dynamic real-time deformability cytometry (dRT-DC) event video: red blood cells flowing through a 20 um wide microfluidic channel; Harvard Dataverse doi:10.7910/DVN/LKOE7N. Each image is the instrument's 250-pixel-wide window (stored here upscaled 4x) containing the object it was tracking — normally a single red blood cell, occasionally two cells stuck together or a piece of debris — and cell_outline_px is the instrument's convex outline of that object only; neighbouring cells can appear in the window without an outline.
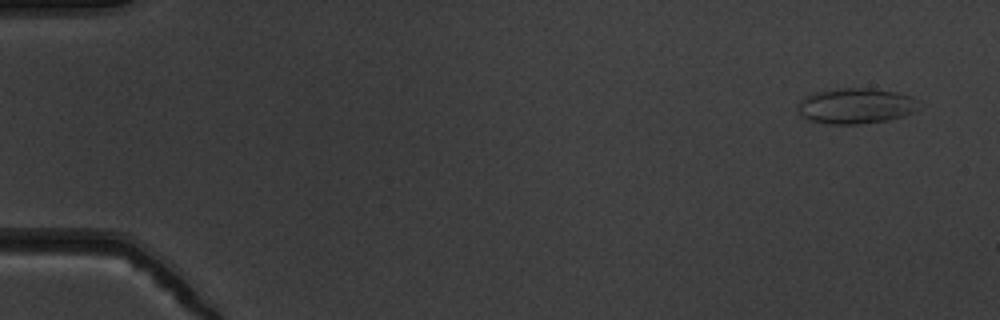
{"species": "common noctule bat (a hibernating species)", "species_latin": "Nyctalus noctula", "temperature_condition": "warm", "stored_images_in_passage": 53, "camera_frame_rate_fps": 3000, "um_per_image_px": 0.085, "animal": {"sex": "male", "body_mass_g": 19.5, "forearm_length_mm": 54.6}, "frame": {"image": 1, "passage_image": 1, "time_ms": 0.0, "image_size_px": [1000, 320], "cell_outline_px": [[916, 108], [912, 112], [904, 116], [888, 120], [860, 124], [828, 124], [808, 120], [800, 112], [796, 104], [804, 96], [812, 92], [840, 88], [868, 88], [896, 92], [912, 96], [916, 100]], "centroid_in_image_um": [72.69, 9.0], "position_along_channel_um": 12.3, "area_um2": 25.09}}
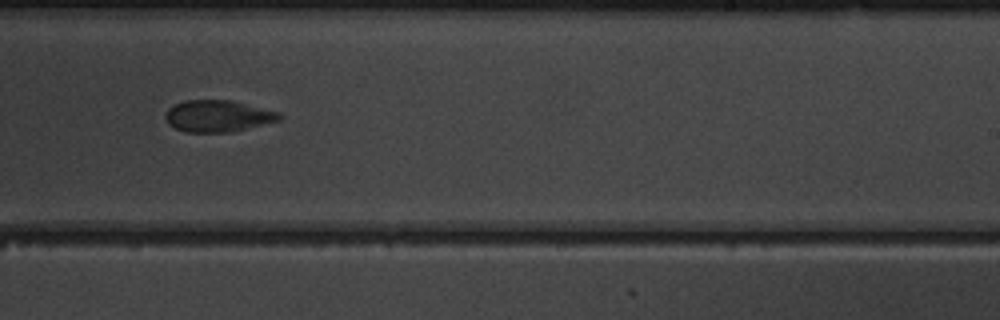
{"frame": {"image": 2, "passage_image": 33, "time_ms": 10.667, "image_size_px": [1000, 320], "cell_outline_px": [[284, 116], [280, 120], [232, 132], [184, 132], [168, 124], [164, 116], [168, 108], [172, 104], [184, 100], [232, 100], [280, 112]], "centroid_in_image_um": [18.51, 9.85], "position_along_channel_um": 270.5, "area_um2": 21.27}}
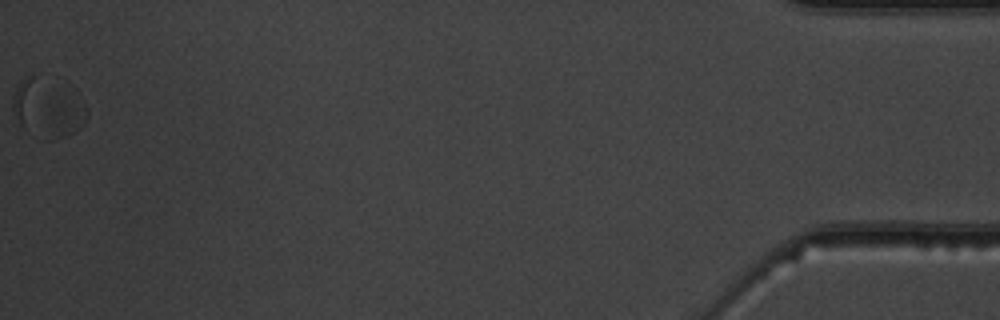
{"frame": {"image": 3, "passage_image": 53, "time_ms": 17.333, "image_size_px": [1000, 320], "cell_outline_px": [[88, 112], [84, 124], [76, 132], [68, 136], [56, 140], [40, 140], [28, 132], [20, 124], [12, 108], [12, 100], [20, 80], [24, 76], [32, 76], [76, 88], [88, 108]], "centroid_in_image_um": [4.13, 9.22], "position_along_channel_um": 431.1, "area_um2": 26.18}, "authors_computed_cell_mechanics": {"area_um2": 21.5016, "velocity_mm_per_s": 3.7632, "shape_relaxation_time_tau1_ms": 3.275, "shape_relaxation_time_tau2_ms": 2.7967, "deformation_change_tau1": 0.0938, "deformation_change_tau2": 0.0573}}